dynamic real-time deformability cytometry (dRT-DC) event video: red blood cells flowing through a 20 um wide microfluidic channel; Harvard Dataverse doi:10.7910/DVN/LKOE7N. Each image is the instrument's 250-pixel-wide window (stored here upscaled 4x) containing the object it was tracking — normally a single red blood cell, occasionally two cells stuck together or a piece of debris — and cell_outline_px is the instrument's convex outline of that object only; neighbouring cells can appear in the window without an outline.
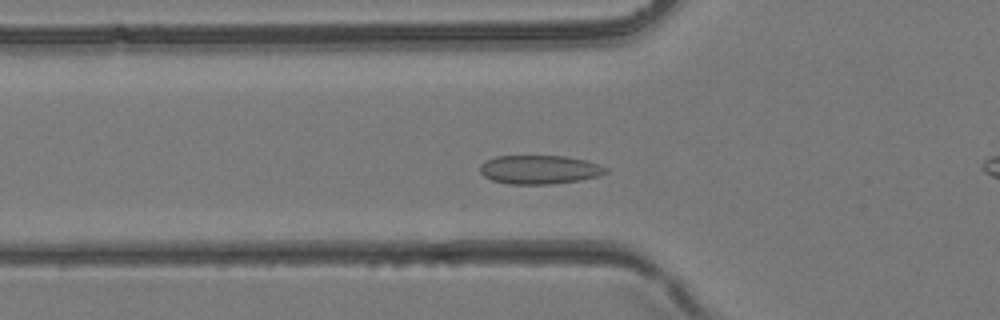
{"species": "common noctule bat (a hibernating species)", "species_latin": "Nyctalus noctula", "temperature_condition": "room temperature", "stored_images_in_passage": 37, "camera_frame_rate_fps": 3000, "um_per_image_px": 0.085, "animal": {"sex": "female", "body_mass_g": 24.6, "forearm_length_mm": 56.2}, "frame": {"image": 1, "passage_image": 10, "time_ms": 3.0, "image_size_px": [1000, 320], "cell_outline_px": [[608, 172], [596, 176], [580, 180], [552, 184], [508, 184], [492, 180], [484, 176], [480, 172], [480, 164], [484, 160], [496, 156], [564, 156], [584, 160], [608, 168]], "centroid_in_image_um": [45.8, 14.42], "position_along_channel_um": 80.0, "area_um2": 21.04}}
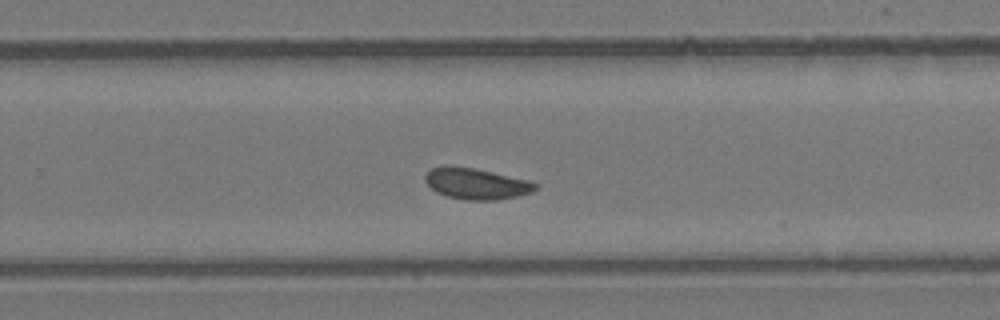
{"frame": {"image": 2, "passage_image": 22, "time_ms": 7.0, "image_size_px": [1000, 320], "cell_outline_px": [[540, 188], [532, 192], [516, 196], [496, 200], [464, 200], [448, 196], [436, 192], [424, 180], [424, 176], [432, 168], [472, 168], [528, 180], [540, 184]], "centroid_in_image_um": [40.56, 15.65], "position_along_channel_um": 289.2, "area_um2": 19.42}}
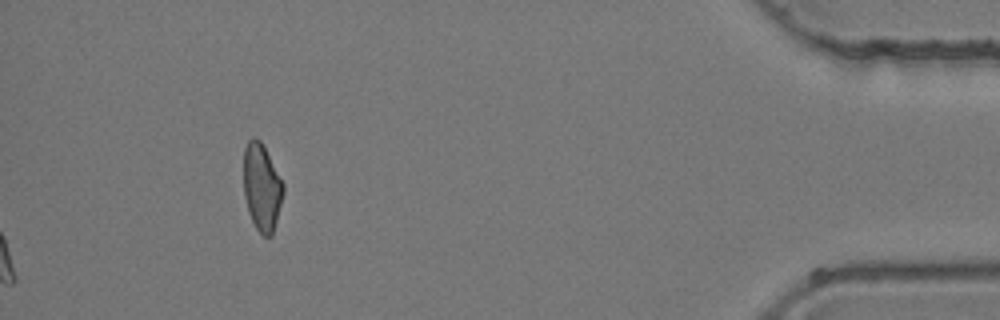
{"frame": {"image": 3, "passage_image": 37, "time_ms": 12.0, "image_size_px": [1000, 320], "cell_outline_px": [[284, 192], [272, 236], [264, 236], [256, 228], [248, 212], [244, 196], [244, 148], [248, 140], [252, 136], [256, 136], [260, 140], [284, 184]], "centroid_in_image_um": [22.24, 15.9], "position_along_channel_um": 413.0, "area_um2": 20.06}}